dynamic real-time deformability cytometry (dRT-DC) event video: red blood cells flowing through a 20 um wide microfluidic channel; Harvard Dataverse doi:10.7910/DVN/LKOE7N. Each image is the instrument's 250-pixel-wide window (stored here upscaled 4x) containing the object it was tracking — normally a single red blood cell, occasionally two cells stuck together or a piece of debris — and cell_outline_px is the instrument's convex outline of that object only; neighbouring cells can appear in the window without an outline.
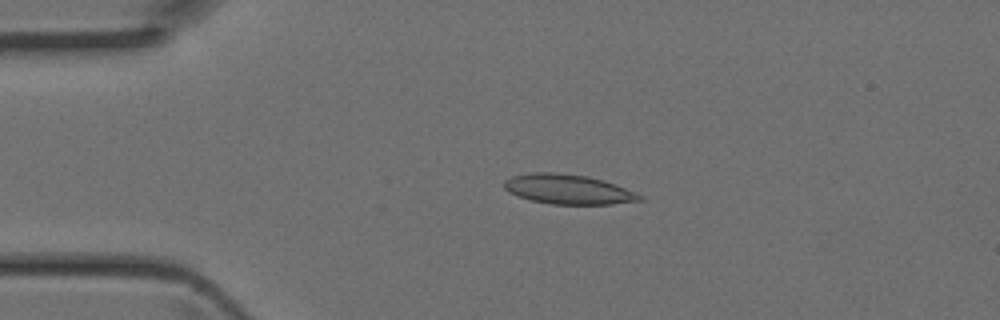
{"species": "Egyptian fruit bat (a non-hibernating species)", "species_latin": "Rousettus aegyptiacus", "temperature_condition": "room temperature", "stored_images_in_passage": 44, "camera_frame_rate_fps": 3000, "um_per_image_px": 0.085, "animal": {"sex": "female"}, "frame": {"image": 1, "passage_image": 10, "time_ms": 3.0, "image_size_px": [1000, 320], "cell_outline_px": [[644, 200], [612, 204], [552, 204], [532, 200], [508, 192], [504, 188], [504, 180], [512, 176], [536, 172], [556, 172], [588, 176], [604, 180], [644, 196]], "centroid_in_image_um": [48.3, 16.08], "position_along_channel_um": 36.7, "area_um2": 23.35}}
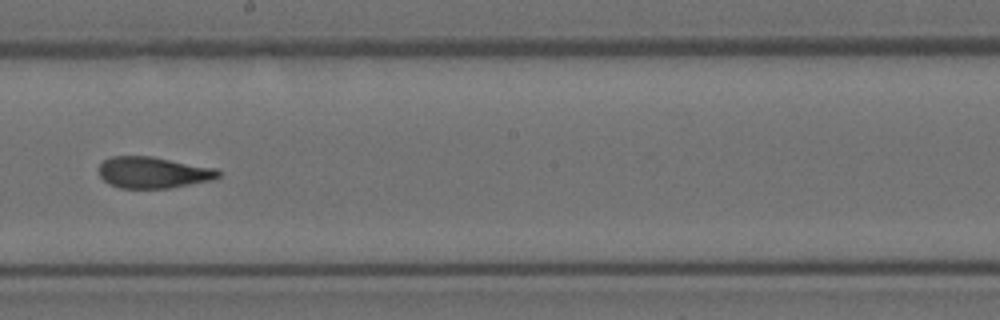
{"frame": {"image": 2, "passage_image": 25, "time_ms": 8.0, "image_size_px": [1000, 320], "cell_outline_px": [[220, 176], [212, 180], [168, 188], [120, 188], [108, 184], [100, 176], [100, 164], [104, 160], [112, 156], [152, 156], [216, 168], [220, 172]], "centroid_in_image_um": [13.02, 14.66], "position_along_channel_um": 235.2, "area_um2": 21.79}}
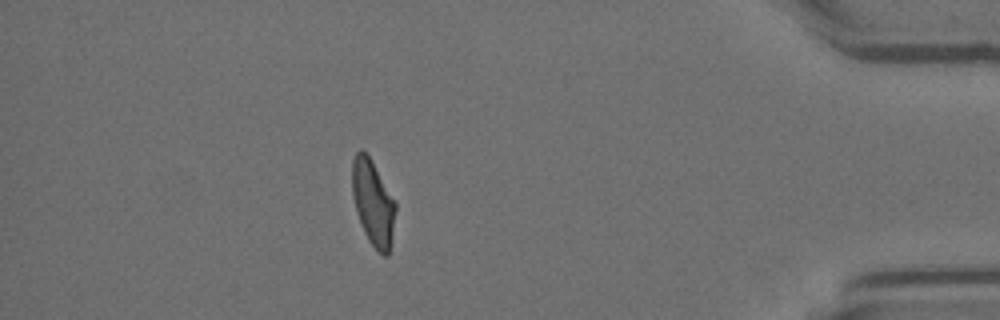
{"frame": {"image": 3, "passage_image": 39, "time_ms": 12.667, "image_size_px": [1000, 320], "cell_outline_px": [[396, 212], [388, 256], [384, 256], [368, 240], [364, 232], [356, 212], [352, 196], [352, 160], [356, 152], [360, 148], [372, 160], [396, 200]], "centroid_in_image_um": [31.71, 17.19], "position_along_channel_um": 403.5, "area_um2": 21.73}}